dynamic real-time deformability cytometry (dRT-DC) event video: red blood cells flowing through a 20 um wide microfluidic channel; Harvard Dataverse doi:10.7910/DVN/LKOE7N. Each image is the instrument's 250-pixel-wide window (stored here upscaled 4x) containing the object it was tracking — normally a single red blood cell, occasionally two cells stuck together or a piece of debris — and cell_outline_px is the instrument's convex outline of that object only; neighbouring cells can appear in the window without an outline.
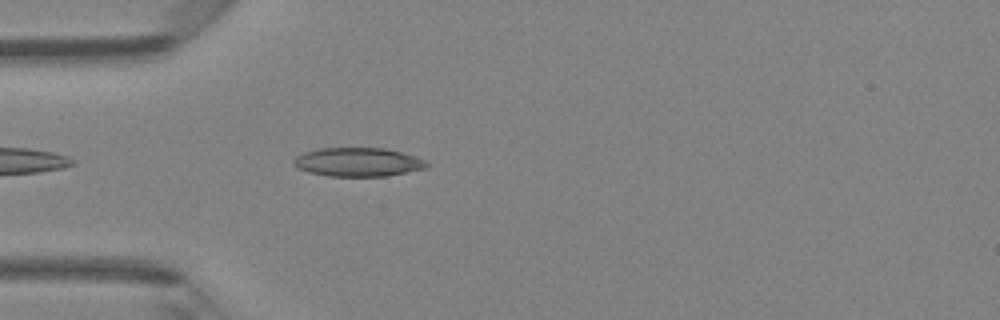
{"species": "Egyptian fruit bat (a non-hibernating species)", "species_latin": "Rousettus aegyptiacus", "temperature_condition": "room temperature", "stored_images_in_passage": 36, "camera_frame_rate_fps": 3000, "um_per_image_px": 0.085, "animal": {"sex": "female"}, "frame": {"image": 1, "passage_image": 3, "time_ms": 0.667, "image_size_px": [1000, 320], "cell_outline_px": [[428, 164], [424, 168], [384, 176], [328, 176], [308, 172], [292, 164], [292, 160], [296, 156], [304, 152], [320, 148], [384, 148], [416, 156], [424, 160]], "centroid_in_image_um": [30.37, 13.77], "position_along_channel_um": 54.6, "area_um2": 22.08}}
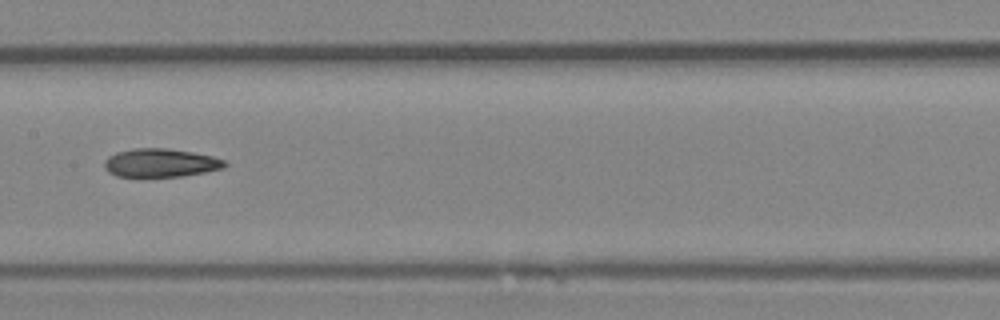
{"frame": {"image": 2, "passage_image": 13, "time_ms": 4.0, "image_size_px": [1000, 320], "cell_outline_px": [[228, 164], [224, 168], [204, 172], [180, 176], [116, 176], [108, 172], [104, 168], [104, 160], [108, 156], [116, 152], [132, 148], [168, 148], [192, 152], [212, 156], [224, 160]], "centroid_in_image_um": [13.62, 13.83], "position_along_channel_um": 193.8, "area_um2": 19.94}}
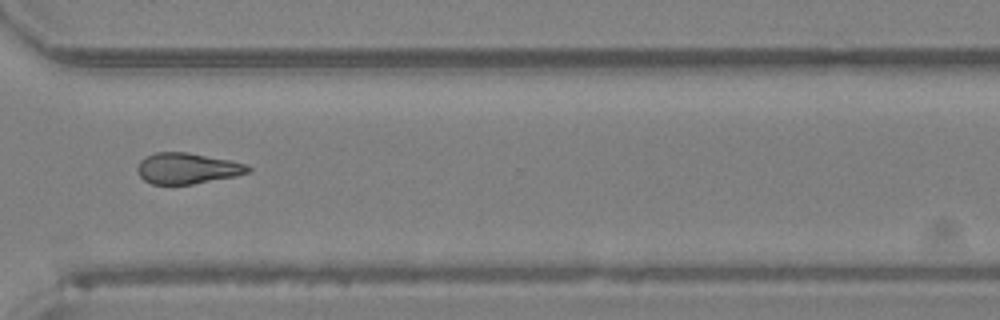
{"frame": {"image": 3, "passage_image": 24, "time_ms": 7.667, "image_size_px": [1000, 320], "cell_outline_px": [[252, 168], [248, 172], [236, 176], [192, 184], [152, 184], [144, 180], [140, 176], [136, 168], [140, 160], [144, 156], [156, 152], [188, 152], [248, 164]], "centroid_in_image_um": [15.89, 14.3], "position_along_channel_um": 354.7, "area_um2": 19.94}, "authors_computed_cell_mechanics": {"area_um2": 20.0566, "velocity_mm_per_s": 4.3888, "shape_relaxation_time_tau1_ms": 4.0153, "shape_relaxation_time_tau2_ms": 6.4356, "deformation_change_tau1": 0.1402, "deformation_change_tau2": 0.1724}}